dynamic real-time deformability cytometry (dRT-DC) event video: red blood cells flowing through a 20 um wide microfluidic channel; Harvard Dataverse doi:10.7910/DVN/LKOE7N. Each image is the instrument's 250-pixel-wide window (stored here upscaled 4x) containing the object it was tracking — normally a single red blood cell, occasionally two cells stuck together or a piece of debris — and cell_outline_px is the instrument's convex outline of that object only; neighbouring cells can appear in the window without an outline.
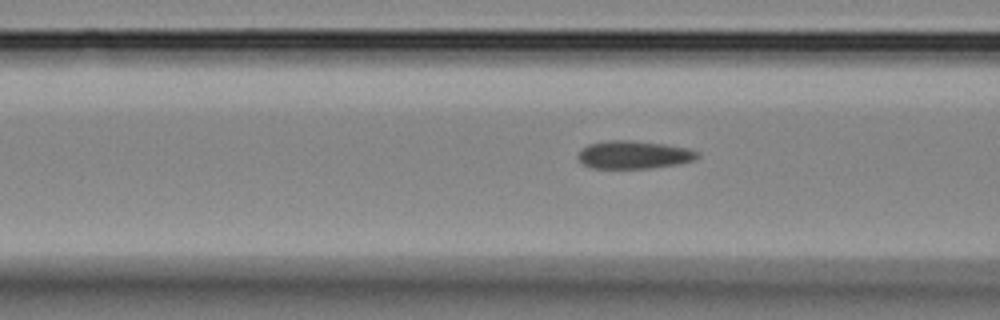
{"species": "Egyptian fruit bat (a non-hibernating species)", "species_latin": "Rousettus aegyptiacus", "temperature_condition": "room temperature", "stored_images_in_passage": 11, "camera_frame_rate_fps": 3000, "um_per_image_px": 0.085, "animal": {"sex": "female"}, "frame": {"image": 1, "passage_image": 4, "time_ms": 4.667, "image_size_px": [1000, 320], "cell_outline_px": [[700, 156], [696, 160], [680, 164], [652, 168], [592, 168], [584, 164], [576, 156], [588, 144], [608, 140], [632, 140], [664, 144], [688, 148], [700, 152]], "centroid_in_image_um": [53.94, 13.15], "position_along_channel_um": 112.7, "area_um2": 19.59}}